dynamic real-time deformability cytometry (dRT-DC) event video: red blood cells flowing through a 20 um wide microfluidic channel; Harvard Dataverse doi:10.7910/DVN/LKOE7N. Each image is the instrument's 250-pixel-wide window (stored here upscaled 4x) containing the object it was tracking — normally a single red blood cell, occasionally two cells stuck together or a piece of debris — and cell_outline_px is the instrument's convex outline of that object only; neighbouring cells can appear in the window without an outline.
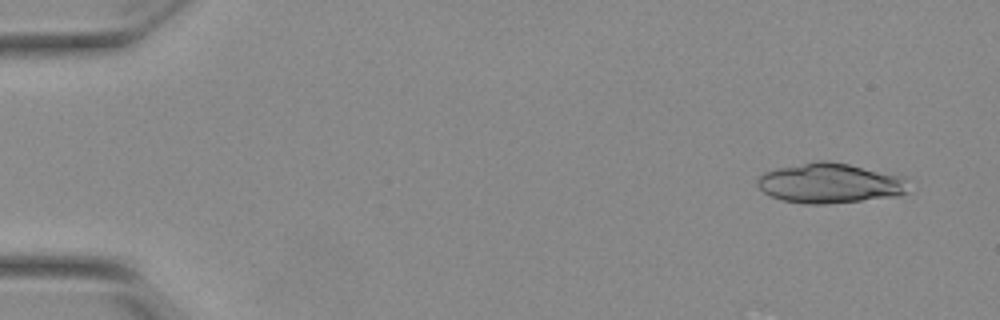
{"species": "Egyptian fruit bat (a non-hibernating species)", "species_latin": "Rousettus aegyptiacus", "temperature_condition": "warm", "stored_images_in_passage": 52, "segment_of_instrument_passage": [1, 2], "camera_frame_rate_fps": 3000, "um_per_image_px": 0.085, "animal": {"sex": "female"}, "frame": {"image": 1, "passage_image": 3, "time_ms": 0.667, "image_size_px": [1000, 320], "cell_outline_px": [[908, 192], [900, 196], [824, 204], [804, 204], [784, 200], [772, 196], [764, 192], [756, 184], [756, 180], [764, 172], [776, 168], [816, 160], [824, 160], [848, 164], [900, 176], [904, 180]], "centroid_in_image_um": [70.49, 15.57], "position_along_channel_um": 14.5, "area_um2": 34.91}}
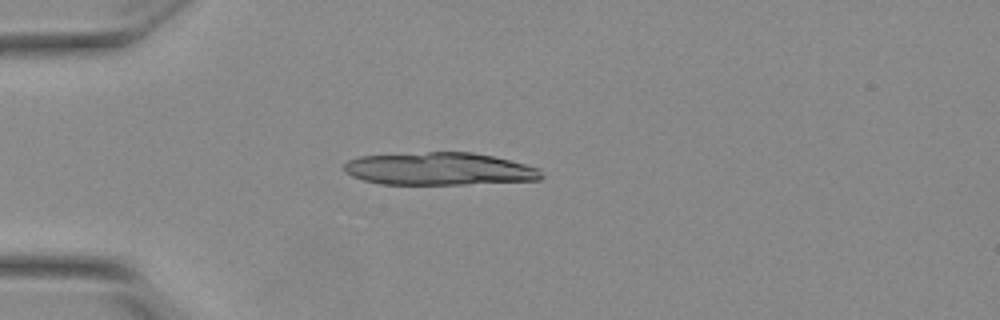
{"frame": {"image": 2, "passage_image": 14, "time_ms": 4.333, "image_size_px": [1000, 320], "cell_outline_px": [[544, 176], [540, 180], [464, 184], [384, 184], [364, 180], [352, 176], [344, 172], [344, 164], [348, 160], [360, 156], [428, 152], [472, 152], [492, 156], [540, 168]], "centroid_in_image_um": [37.35, 14.35], "position_along_channel_um": 47.7, "area_um2": 37.45}}